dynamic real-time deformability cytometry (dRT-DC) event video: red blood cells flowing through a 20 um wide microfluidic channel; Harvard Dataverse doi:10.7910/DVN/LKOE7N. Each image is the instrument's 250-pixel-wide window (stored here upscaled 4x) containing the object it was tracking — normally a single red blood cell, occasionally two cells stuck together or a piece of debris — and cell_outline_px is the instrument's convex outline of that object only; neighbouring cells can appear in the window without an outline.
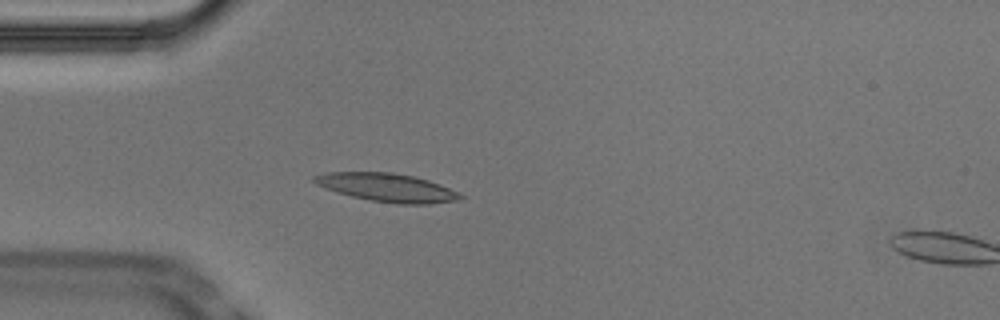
{"species": "Egyptian fruit bat (a non-hibernating species)", "species_latin": "Rousettus aegyptiacus", "temperature_condition": "cold", "stored_images_in_passage": 16, "camera_frame_rate_fps": 3000, "um_per_image_px": 0.085, "animal": {"sex": "male"}, "frame": {"image": 1, "passage_image": 14, "time_ms": 4.333, "image_size_px": [1000, 320], "cell_outline_px": [[464, 196], [460, 200], [428, 204], [396, 204], [368, 200], [336, 192], [324, 188], [316, 184], [312, 180], [312, 176], [328, 172], [392, 172], [412, 176], [428, 180], [440, 184], [460, 192]], "centroid_in_image_um": [32.91, 15.94], "position_along_channel_um": 52.1, "area_um2": 24.33}}